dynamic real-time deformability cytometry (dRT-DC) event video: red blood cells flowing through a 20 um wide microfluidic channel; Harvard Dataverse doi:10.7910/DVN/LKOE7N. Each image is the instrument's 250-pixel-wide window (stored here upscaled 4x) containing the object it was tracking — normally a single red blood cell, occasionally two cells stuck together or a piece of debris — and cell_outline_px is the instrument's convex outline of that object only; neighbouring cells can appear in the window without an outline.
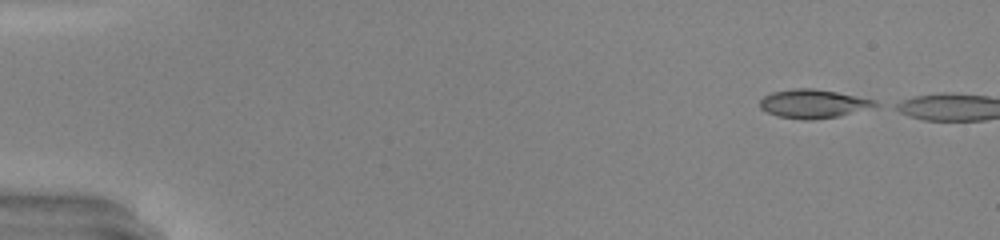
{"species": "common noctule bat (a hibernating species)", "species_latin": "Nyctalus noctula", "temperature_condition": "warm", "stored_images_in_passage": 11, "camera_frame_rate_fps": 3000, "um_per_image_px": 0.085, "animal": {"sex": "male", "body_mass_g": 20.0, "forearm_length_mm": 53.3}, "frame": {"image": 1, "passage_image": 1, "time_ms": 0.0, "image_size_px": [1000, 240], "cell_outline_px": [[884, 104], [840, 116], [812, 120], [804, 120], [776, 116], [760, 108], [760, 100], [764, 96], [772, 92], [792, 88], [812, 88], [836, 92], [876, 100]], "centroid_in_image_um": [69.14, 8.82], "position_along_channel_um": 15.9, "area_um2": 19.36}}